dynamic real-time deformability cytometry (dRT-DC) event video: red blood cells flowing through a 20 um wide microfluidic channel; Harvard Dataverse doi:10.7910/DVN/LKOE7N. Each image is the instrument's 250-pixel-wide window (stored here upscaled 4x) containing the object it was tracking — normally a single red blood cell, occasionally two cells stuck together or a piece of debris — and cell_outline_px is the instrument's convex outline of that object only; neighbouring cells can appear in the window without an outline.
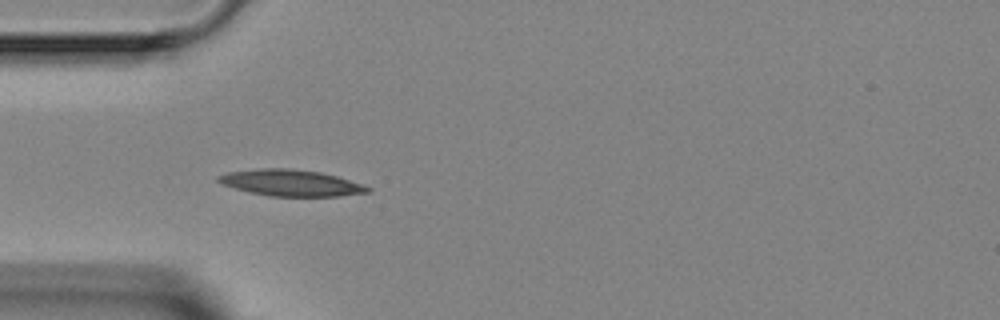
{"species": "Egyptian fruit bat (a non-hibernating species)", "species_latin": "Rousettus aegyptiacus", "temperature_condition": "room temperature", "stored_images_in_passage": 5, "camera_frame_rate_fps": 3000, "um_per_image_px": 0.085, "animal": {"sex": "female"}, "frame": {"image": 1, "passage_image": 5, "time_ms": 4.333, "image_size_px": [1000, 320], "cell_outline_px": [[372, 188], [368, 192], [336, 196], [268, 196], [248, 192], [224, 184], [216, 180], [216, 176], [228, 172], [264, 168], [292, 168], [320, 172], [336, 176]], "centroid_in_image_um": [24.69, 15.54], "position_along_channel_um": 60.3, "area_um2": 22.66}}